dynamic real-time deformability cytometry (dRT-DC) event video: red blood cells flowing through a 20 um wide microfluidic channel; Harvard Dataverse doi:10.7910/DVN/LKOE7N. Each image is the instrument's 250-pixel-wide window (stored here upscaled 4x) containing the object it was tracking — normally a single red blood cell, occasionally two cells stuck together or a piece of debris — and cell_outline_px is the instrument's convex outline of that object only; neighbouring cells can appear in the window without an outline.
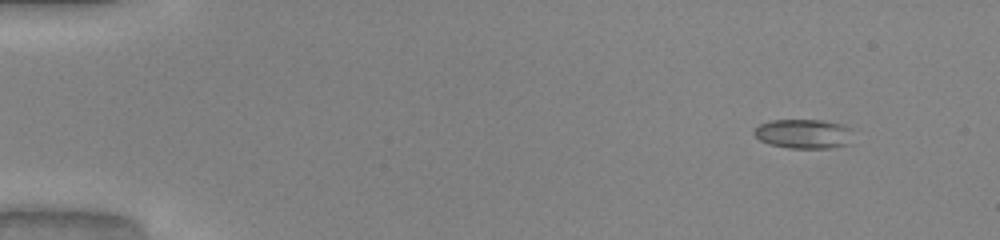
{"species": "common noctule bat (a hibernating species)", "species_latin": "Nyctalus noctula", "temperature_condition": "warm", "stored_images_in_passage": 47, "camera_frame_rate_fps": 3000, "um_per_image_px": 0.085, "animal": {"sex": "male", "body_mass_g": 20.0, "forearm_length_mm": 53.3}, "frame": {"image": 1, "passage_image": 1, "time_ms": 0.0, "image_size_px": [1000, 240], "cell_outline_px": [[852, 144], [828, 148], [788, 148], [768, 144], [760, 140], [752, 132], [760, 124], [772, 120], [824, 120], [840, 124], [852, 128]], "centroid_in_image_um": [68.35, 11.38], "position_along_channel_um": 16.7, "area_um2": 17.17}}
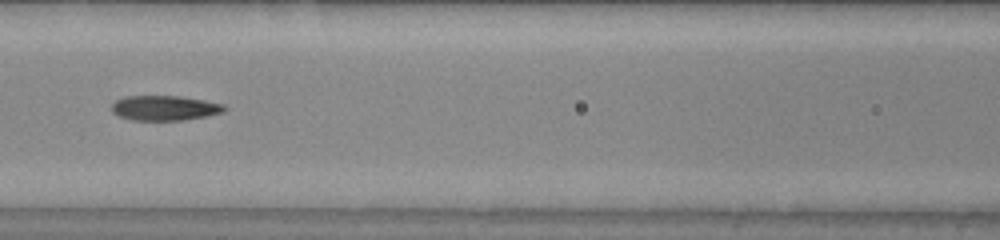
{"frame": {"image": 2, "passage_image": 20, "time_ms": 6.333, "image_size_px": [1000, 240], "cell_outline_px": [[228, 108], [224, 112], [208, 116], [184, 120], [132, 120], [120, 116], [112, 112], [112, 104], [116, 100], [124, 96], [180, 96], [204, 100], [224, 104]], "centroid_in_image_um": [14.03, 9.18], "position_along_channel_um": 152.6, "area_um2": 16.47}}
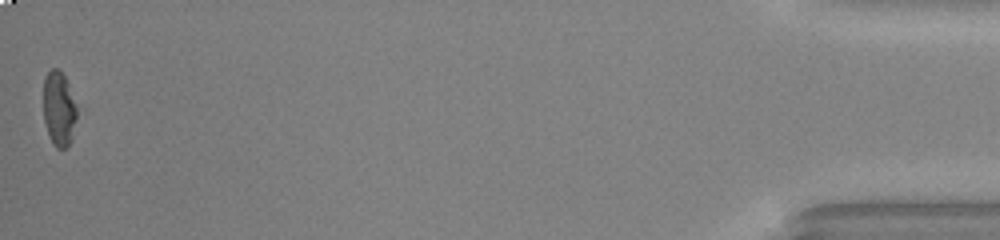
{"frame": {"image": 3, "passage_image": 47, "time_ms": 15.333, "image_size_px": [1000, 240], "cell_outline_px": [[76, 116], [72, 140], [68, 148], [56, 148], [52, 144], [44, 120], [44, 76], [52, 68], [56, 68], [64, 76], [68, 84], [76, 108]], "centroid_in_image_um": [5.0, 9.29], "position_along_channel_um": 430.2, "area_um2": 14.39}, "authors_computed_cell_mechanics": {"area_um2": 16.8776, "velocity_mm_per_s": 4.0962, "shape_relaxation_time_tau1_ms": 4.2852, "shape_relaxation_time_tau2_ms": 2.1762, "deformation_change_tau1": 0.2175, "deformation_change_tau2": 0.102}}